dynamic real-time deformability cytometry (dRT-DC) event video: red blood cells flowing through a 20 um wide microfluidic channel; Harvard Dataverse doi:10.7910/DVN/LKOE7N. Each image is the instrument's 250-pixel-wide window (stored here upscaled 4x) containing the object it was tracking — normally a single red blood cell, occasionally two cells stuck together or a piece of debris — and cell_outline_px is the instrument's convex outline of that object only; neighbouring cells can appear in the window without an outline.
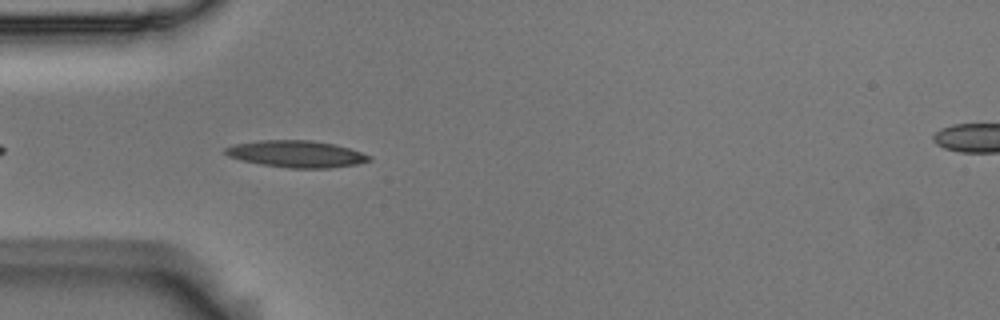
{"species": "Egyptian fruit bat (a non-hibernating species)", "species_latin": "Rousettus aegyptiacus", "temperature_condition": "room temperature", "stored_images_in_passage": 9, "camera_frame_rate_fps": 3000, "um_per_image_px": 0.085, "animal": {"sex": "male"}, "frame": {"image": 1, "passage_image": 4, "time_ms": 1.0, "image_size_px": [1000, 320], "cell_outline_px": [[372, 160], [356, 164], [328, 168], [288, 168], [260, 164], [240, 160], [228, 156], [224, 152], [224, 148], [232, 144], [260, 140], [312, 140], [332, 144], [348, 148], [372, 156]], "centroid_in_image_um": [25.14, 13.08], "position_along_channel_um": 59.9, "area_um2": 22.48}}
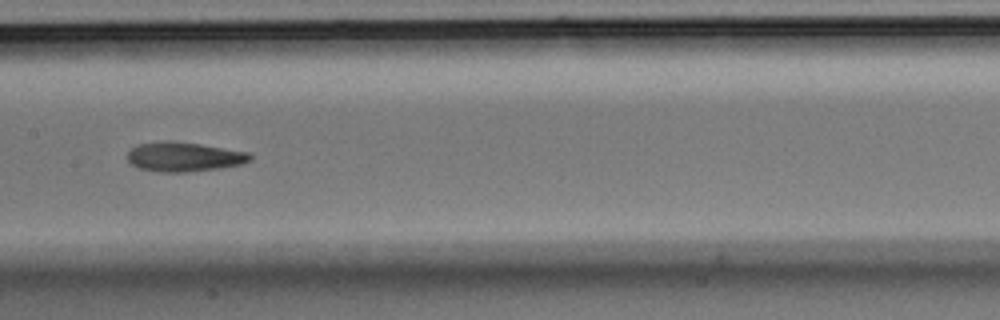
{"frame": {"image": 2, "passage_image": 7, "time_ms": 2.0, "image_size_px": [1000, 320], "cell_outline_px": [[252, 160], [240, 164], [220, 168], [184, 172], [156, 172], [140, 168], [132, 164], [128, 160], [128, 152], [132, 148], [140, 144], [164, 140], [200, 144], [252, 152]], "centroid_in_image_um": [15.68, 13.33], "position_along_channel_um": 191.7, "area_um2": 21.04}}
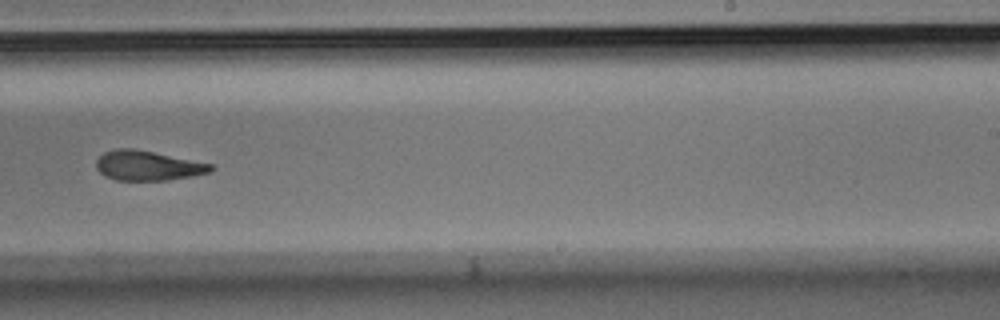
{"frame": {"image": 3, "passage_image": 9, "time_ms": 2.667, "image_size_px": [1000, 320], "cell_outline_px": [[216, 168], [212, 172], [192, 176], [168, 180], [116, 180], [104, 176], [96, 168], [96, 160], [104, 152], [116, 148], [132, 148], [212, 164]], "centroid_in_image_um": [12.56, 14.08], "position_along_channel_um": 276.4, "area_um2": 19.83}}